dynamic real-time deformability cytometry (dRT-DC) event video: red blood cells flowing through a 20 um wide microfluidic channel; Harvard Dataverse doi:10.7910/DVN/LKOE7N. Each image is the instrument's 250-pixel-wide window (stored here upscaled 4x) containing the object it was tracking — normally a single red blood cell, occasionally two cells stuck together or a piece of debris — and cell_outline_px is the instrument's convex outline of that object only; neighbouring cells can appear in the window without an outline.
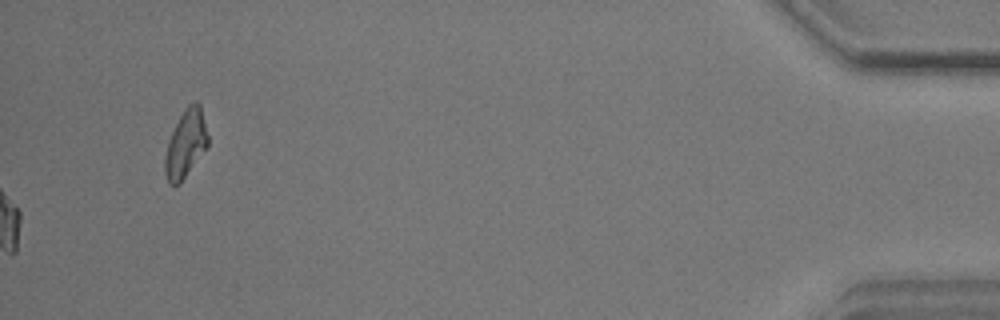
{"species": "common noctule bat (a hibernating species)", "species_latin": "Nyctalus noctula", "temperature_condition": "warm", "stored_images_in_passage": 40, "camera_frame_rate_fps": 3000, "um_per_image_px": 0.085, "animal": {"sex": "male", "body_mass_g": 17.9}, "frame": {"image": 1, "passage_image": 40, "time_ms": 13.0, "image_size_px": [1000, 320], "cell_outline_px": [[208, 148], [180, 184], [168, 184], [164, 172], [164, 156], [168, 140], [184, 108], [188, 104], [196, 100], [200, 104], [208, 136]], "centroid_in_image_um": [15.78, 12.24], "position_along_channel_um": 419.4, "area_um2": 17.22}}